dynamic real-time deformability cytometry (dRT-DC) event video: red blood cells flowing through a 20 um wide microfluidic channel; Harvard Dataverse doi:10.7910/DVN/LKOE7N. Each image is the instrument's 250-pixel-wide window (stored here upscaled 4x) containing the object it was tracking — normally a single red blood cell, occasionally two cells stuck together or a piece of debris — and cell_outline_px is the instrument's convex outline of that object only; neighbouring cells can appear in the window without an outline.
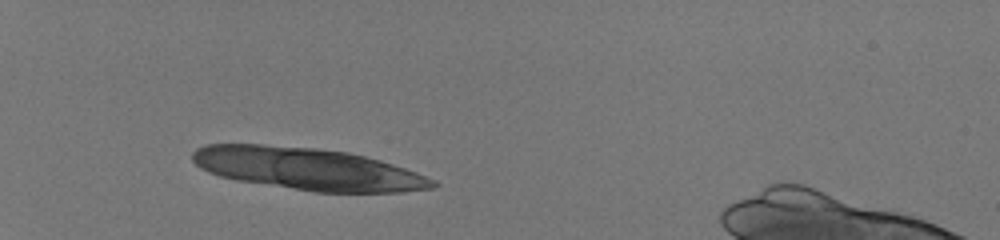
{"species": "human", "species_latin": "Homo sapiens", "temperature_condition": "room temperature", "stored_images_in_passage": 34, "camera_frame_rate_fps": 3000, "um_per_image_px": 0.085, "donor": {"sex": "male"}, "frame": {"image": 1, "passage_image": 1, "time_ms": 0.0, "image_size_px": [1000, 240], "cell_outline_px": [[440, 184], [432, 188], [400, 192], [316, 192], [236, 180], [220, 176], [208, 172], [200, 168], [192, 160], [192, 152], [196, 148], [208, 144], [260, 144], [316, 148], [348, 152], [364, 156], [392, 164], [416, 172]], "centroid_in_image_um": [26.11, 14.35], "position_along_channel_um": 58.9, "area_um2": 58.67}}
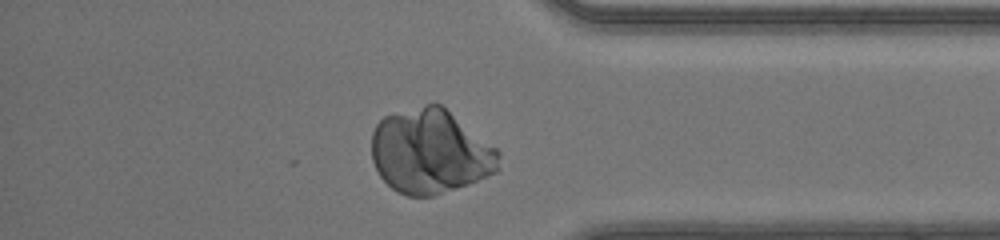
{"frame": {"image": 2, "passage_image": 29, "time_ms": 9.333, "image_size_px": [1000, 240], "cell_outline_px": [[500, 156], [496, 172], [456, 188], [432, 196], [408, 196], [396, 192], [380, 176], [372, 160], [372, 132], [376, 124], [384, 116], [428, 104], [440, 104], [496, 148], [500, 152]], "centroid_in_image_um": [36.54, 12.89], "position_along_channel_um": 398.7, "area_um2": 61.9}}